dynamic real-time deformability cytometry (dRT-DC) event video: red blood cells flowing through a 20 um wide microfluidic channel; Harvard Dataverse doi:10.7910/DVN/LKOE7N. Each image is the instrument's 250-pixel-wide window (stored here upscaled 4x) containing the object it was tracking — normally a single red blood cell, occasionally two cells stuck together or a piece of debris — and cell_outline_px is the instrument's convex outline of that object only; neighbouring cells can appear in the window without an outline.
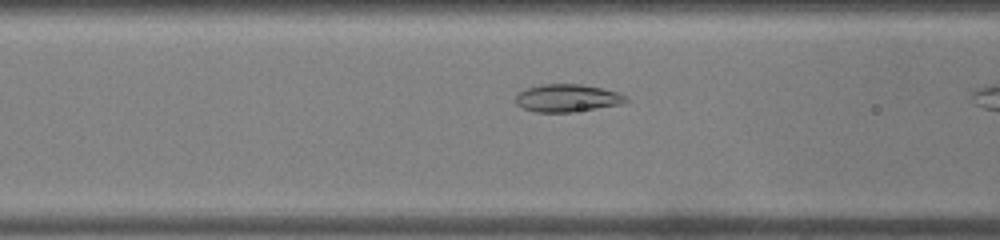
{"species": "common noctule bat (a hibernating species)", "species_latin": "Nyctalus noctula", "temperature_condition": "warm", "stored_images_in_passage": 28, "camera_frame_rate_fps": 3000, "um_per_image_px": 0.085, "animal": {"sex": "male", "body_mass_g": 19.0, "forearm_length_mm": 50.8}, "frame": {"image": 1, "passage_image": 9, "time_ms": 2.667, "image_size_px": [1000, 240], "cell_outline_px": [[628, 100], [620, 104], [572, 112], [536, 112], [524, 108], [516, 104], [516, 92], [540, 84], [580, 84], [600, 88], [616, 92], [624, 96]], "centroid_in_image_um": [48.15, 8.33], "position_along_channel_um": 118.5, "area_um2": 17.51}}
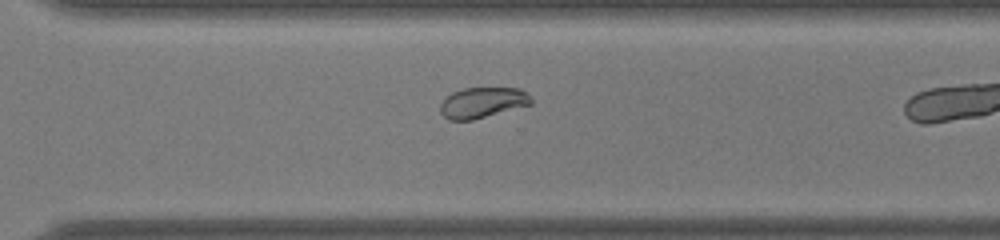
{"frame": {"image": 2, "passage_image": 24, "time_ms": 7.667, "image_size_px": [1000, 240], "cell_outline_px": [[532, 104], [472, 120], [448, 120], [440, 112], [440, 104], [452, 92], [464, 88], [520, 88], [532, 96]], "centroid_in_image_um": [41.03, 8.71], "position_along_channel_um": 329.6, "area_um2": 16.18}}